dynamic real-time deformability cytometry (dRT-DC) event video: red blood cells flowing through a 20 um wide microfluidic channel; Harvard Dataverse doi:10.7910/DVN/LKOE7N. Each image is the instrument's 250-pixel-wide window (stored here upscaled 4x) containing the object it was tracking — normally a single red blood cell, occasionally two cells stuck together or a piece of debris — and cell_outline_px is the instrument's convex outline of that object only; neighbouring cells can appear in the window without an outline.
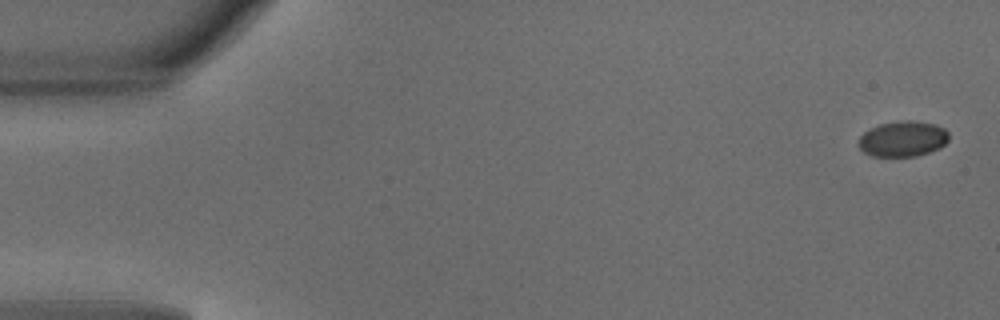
{"species": "common noctule bat (a hibernating species)", "species_latin": "Nyctalus noctula", "temperature_condition": "warm", "stored_images_in_passage": 14, "camera_frame_rate_fps": 3000, "um_per_image_px": 0.085, "animal": {"sex": "male", "body_mass_g": 18.8}, "frame": {"image": 1, "passage_image": 1, "time_ms": 0.0, "image_size_px": [1000, 320], "cell_outline_px": [[948, 140], [940, 148], [916, 156], [872, 156], [864, 152], [856, 144], [860, 136], [864, 132], [880, 124], [900, 120], [908, 120], [936, 124], [944, 128], [948, 132]], "centroid_in_image_um": [76.73, 11.8], "position_along_channel_um": 8.3, "area_um2": 18.73}}
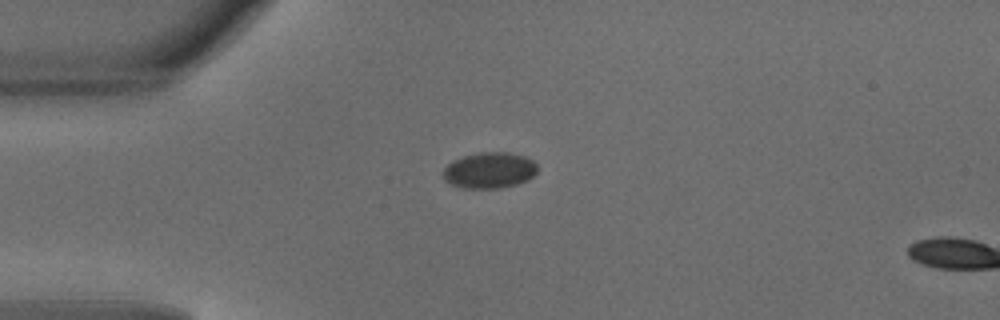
{"frame": {"image": 2, "passage_image": 12, "time_ms": 3.667, "image_size_px": [1000, 320], "cell_outline_px": [[536, 172], [528, 180], [516, 184], [500, 188], [460, 188], [444, 180], [444, 168], [452, 160], [464, 156], [480, 152], [508, 152], [524, 156], [532, 160], [536, 164]], "centroid_in_image_um": [41.59, 14.47], "position_along_channel_um": 43.4, "area_um2": 19.71}}